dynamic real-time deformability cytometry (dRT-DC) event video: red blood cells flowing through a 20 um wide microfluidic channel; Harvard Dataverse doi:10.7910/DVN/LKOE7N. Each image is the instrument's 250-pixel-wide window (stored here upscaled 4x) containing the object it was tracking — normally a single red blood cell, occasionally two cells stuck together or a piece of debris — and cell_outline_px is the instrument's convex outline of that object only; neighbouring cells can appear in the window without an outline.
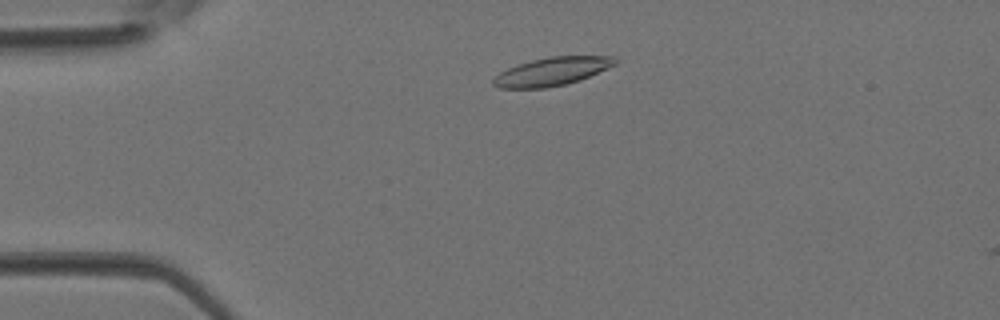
{"species": "Egyptian fruit bat (a non-hibernating species)", "species_latin": "Rousettus aegyptiacus", "temperature_condition": "room temperature", "stored_images_in_passage": 3, "camera_frame_rate_fps": 3000, "um_per_image_px": 0.085, "animal": {"sex": "female"}, "frame": {"image": 1, "passage_image": 1, "time_ms": 0.0, "image_size_px": [1000, 320], "cell_outline_px": [[616, 64], [580, 80], [568, 84], [544, 88], [500, 88], [492, 84], [492, 80], [500, 72], [508, 68], [532, 60], [548, 56], [612, 56], [616, 60]], "centroid_in_image_um": [46.9, 6.08], "position_along_channel_um": 38.1, "area_um2": 19.88}}
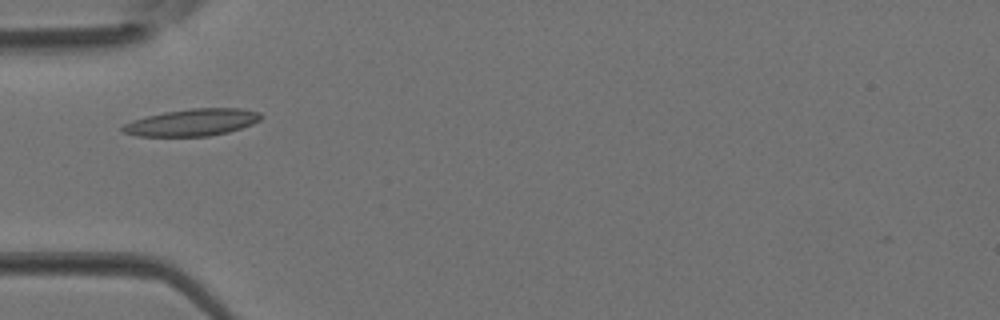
{"frame": {"image": 2, "passage_image": 2, "time_ms": 0.333, "image_size_px": [1000, 320], "cell_outline_px": [[264, 116], [260, 120], [252, 124], [228, 132], [208, 136], [136, 136], [120, 132], [120, 128], [124, 124], [132, 120], [164, 112], [192, 108], [240, 108], [260, 112]], "centroid_in_image_um": [16.33, 10.4], "position_along_channel_um": 68.7, "area_um2": 21.85}}
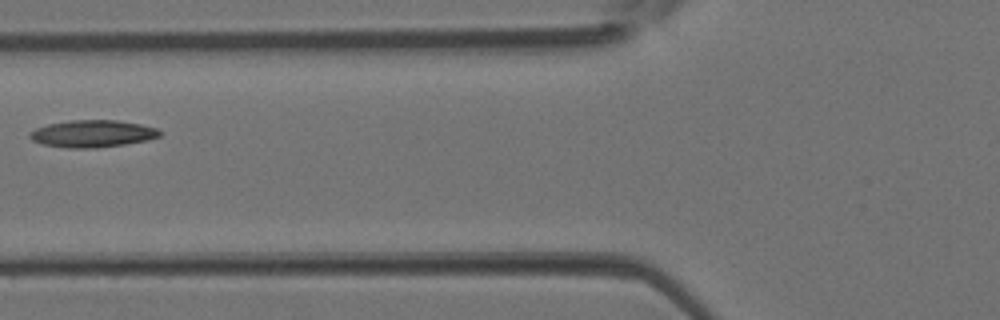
{"frame": {"image": 3, "passage_image": 3, "time_ms": 0.667, "image_size_px": [1000, 320], "cell_outline_px": [[160, 136], [148, 140], [124, 144], [96, 148], [68, 148], [44, 144], [32, 140], [28, 136], [28, 132], [36, 128], [48, 124], [72, 120], [116, 120], [140, 124], [156, 128], [160, 132]], "centroid_in_image_um": [7.84, 11.36], "position_along_channel_um": 118.0, "area_um2": 20.46}}